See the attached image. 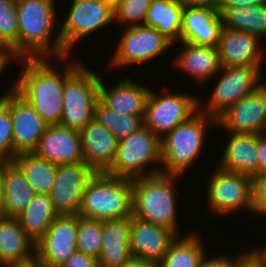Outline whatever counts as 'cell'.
Wrapping results in <instances>:
<instances>
[{"label": "cell", "instance_id": "31", "mask_svg": "<svg viewBox=\"0 0 266 267\" xmlns=\"http://www.w3.org/2000/svg\"><path fill=\"white\" fill-rule=\"evenodd\" d=\"M198 233L178 235L169 245L168 251L159 262V267H198L206 252Z\"/></svg>", "mask_w": 266, "mask_h": 267}, {"label": "cell", "instance_id": "36", "mask_svg": "<svg viewBox=\"0 0 266 267\" xmlns=\"http://www.w3.org/2000/svg\"><path fill=\"white\" fill-rule=\"evenodd\" d=\"M151 1L120 0L114 6V23L123 24L125 27L144 25Z\"/></svg>", "mask_w": 266, "mask_h": 267}, {"label": "cell", "instance_id": "45", "mask_svg": "<svg viewBox=\"0 0 266 267\" xmlns=\"http://www.w3.org/2000/svg\"><path fill=\"white\" fill-rule=\"evenodd\" d=\"M266 4V0H223L219 7H236Z\"/></svg>", "mask_w": 266, "mask_h": 267}, {"label": "cell", "instance_id": "27", "mask_svg": "<svg viewBox=\"0 0 266 267\" xmlns=\"http://www.w3.org/2000/svg\"><path fill=\"white\" fill-rule=\"evenodd\" d=\"M35 253V243L13 217H0V266L26 259Z\"/></svg>", "mask_w": 266, "mask_h": 267}, {"label": "cell", "instance_id": "33", "mask_svg": "<svg viewBox=\"0 0 266 267\" xmlns=\"http://www.w3.org/2000/svg\"><path fill=\"white\" fill-rule=\"evenodd\" d=\"M144 116L120 115L108 109L100 100L94 109V120L107 128L118 140L128 137L143 126Z\"/></svg>", "mask_w": 266, "mask_h": 267}, {"label": "cell", "instance_id": "48", "mask_svg": "<svg viewBox=\"0 0 266 267\" xmlns=\"http://www.w3.org/2000/svg\"><path fill=\"white\" fill-rule=\"evenodd\" d=\"M7 160L0 159V214L3 215L4 210V163Z\"/></svg>", "mask_w": 266, "mask_h": 267}, {"label": "cell", "instance_id": "24", "mask_svg": "<svg viewBox=\"0 0 266 267\" xmlns=\"http://www.w3.org/2000/svg\"><path fill=\"white\" fill-rule=\"evenodd\" d=\"M131 217L102 220V251L99 267H121L131 257Z\"/></svg>", "mask_w": 266, "mask_h": 267}, {"label": "cell", "instance_id": "11", "mask_svg": "<svg viewBox=\"0 0 266 267\" xmlns=\"http://www.w3.org/2000/svg\"><path fill=\"white\" fill-rule=\"evenodd\" d=\"M162 94L157 95L150 89L143 118V125L160 139L195 115L200 102L199 98L184 92Z\"/></svg>", "mask_w": 266, "mask_h": 267}, {"label": "cell", "instance_id": "16", "mask_svg": "<svg viewBox=\"0 0 266 267\" xmlns=\"http://www.w3.org/2000/svg\"><path fill=\"white\" fill-rule=\"evenodd\" d=\"M78 214L59 215L35 243V253L44 266L60 267L77 251Z\"/></svg>", "mask_w": 266, "mask_h": 267}, {"label": "cell", "instance_id": "2", "mask_svg": "<svg viewBox=\"0 0 266 267\" xmlns=\"http://www.w3.org/2000/svg\"><path fill=\"white\" fill-rule=\"evenodd\" d=\"M55 0H16L18 20V59L62 58L69 56L63 49L57 31ZM54 38V42L52 40ZM52 41V42H51Z\"/></svg>", "mask_w": 266, "mask_h": 267}, {"label": "cell", "instance_id": "37", "mask_svg": "<svg viewBox=\"0 0 266 267\" xmlns=\"http://www.w3.org/2000/svg\"><path fill=\"white\" fill-rule=\"evenodd\" d=\"M0 159L13 161V124L9 106L0 98Z\"/></svg>", "mask_w": 266, "mask_h": 267}, {"label": "cell", "instance_id": "7", "mask_svg": "<svg viewBox=\"0 0 266 267\" xmlns=\"http://www.w3.org/2000/svg\"><path fill=\"white\" fill-rule=\"evenodd\" d=\"M82 63L65 81L60 125L81 131L94 119L101 75Z\"/></svg>", "mask_w": 266, "mask_h": 267}, {"label": "cell", "instance_id": "10", "mask_svg": "<svg viewBox=\"0 0 266 267\" xmlns=\"http://www.w3.org/2000/svg\"><path fill=\"white\" fill-rule=\"evenodd\" d=\"M59 29L64 51L70 56L74 46L95 31L114 24V6L105 0H72Z\"/></svg>", "mask_w": 266, "mask_h": 267}, {"label": "cell", "instance_id": "34", "mask_svg": "<svg viewBox=\"0 0 266 267\" xmlns=\"http://www.w3.org/2000/svg\"><path fill=\"white\" fill-rule=\"evenodd\" d=\"M77 251L99 258L102 251V221L78 215Z\"/></svg>", "mask_w": 266, "mask_h": 267}, {"label": "cell", "instance_id": "51", "mask_svg": "<svg viewBox=\"0 0 266 267\" xmlns=\"http://www.w3.org/2000/svg\"><path fill=\"white\" fill-rule=\"evenodd\" d=\"M115 6L120 0H105Z\"/></svg>", "mask_w": 266, "mask_h": 267}, {"label": "cell", "instance_id": "38", "mask_svg": "<svg viewBox=\"0 0 266 267\" xmlns=\"http://www.w3.org/2000/svg\"><path fill=\"white\" fill-rule=\"evenodd\" d=\"M253 214L266 216V173L252 177Z\"/></svg>", "mask_w": 266, "mask_h": 267}, {"label": "cell", "instance_id": "43", "mask_svg": "<svg viewBox=\"0 0 266 267\" xmlns=\"http://www.w3.org/2000/svg\"><path fill=\"white\" fill-rule=\"evenodd\" d=\"M184 6L218 9L223 0H180Z\"/></svg>", "mask_w": 266, "mask_h": 267}, {"label": "cell", "instance_id": "6", "mask_svg": "<svg viewBox=\"0 0 266 267\" xmlns=\"http://www.w3.org/2000/svg\"><path fill=\"white\" fill-rule=\"evenodd\" d=\"M153 164L158 166L152 167ZM160 165L161 139L143 125L135 133L118 141L113 163L105 173L133 179L161 173Z\"/></svg>", "mask_w": 266, "mask_h": 267}, {"label": "cell", "instance_id": "18", "mask_svg": "<svg viewBox=\"0 0 266 267\" xmlns=\"http://www.w3.org/2000/svg\"><path fill=\"white\" fill-rule=\"evenodd\" d=\"M33 153L55 165L84 162L80 131L48 125Z\"/></svg>", "mask_w": 266, "mask_h": 267}, {"label": "cell", "instance_id": "42", "mask_svg": "<svg viewBox=\"0 0 266 267\" xmlns=\"http://www.w3.org/2000/svg\"><path fill=\"white\" fill-rule=\"evenodd\" d=\"M42 265L43 264L39 260L38 255L34 253L26 259H22L20 261L9 262V263L1 265L0 267H41Z\"/></svg>", "mask_w": 266, "mask_h": 267}, {"label": "cell", "instance_id": "21", "mask_svg": "<svg viewBox=\"0 0 266 267\" xmlns=\"http://www.w3.org/2000/svg\"><path fill=\"white\" fill-rule=\"evenodd\" d=\"M149 92L145 84L133 82L130 77L110 85V88L102 78L99 83V100L120 115L144 116Z\"/></svg>", "mask_w": 266, "mask_h": 267}, {"label": "cell", "instance_id": "35", "mask_svg": "<svg viewBox=\"0 0 266 267\" xmlns=\"http://www.w3.org/2000/svg\"><path fill=\"white\" fill-rule=\"evenodd\" d=\"M0 40L18 60V20L16 0H0Z\"/></svg>", "mask_w": 266, "mask_h": 267}, {"label": "cell", "instance_id": "46", "mask_svg": "<svg viewBox=\"0 0 266 267\" xmlns=\"http://www.w3.org/2000/svg\"><path fill=\"white\" fill-rule=\"evenodd\" d=\"M238 267H266V265L262 264L248 250Z\"/></svg>", "mask_w": 266, "mask_h": 267}, {"label": "cell", "instance_id": "17", "mask_svg": "<svg viewBox=\"0 0 266 267\" xmlns=\"http://www.w3.org/2000/svg\"><path fill=\"white\" fill-rule=\"evenodd\" d=\"M256 35L222 27L218 55L221 67L262 66L265 47Z\"/></svg>", "mask_w": 266, "mask_h": 267}, {"label": "cell", "instance_id": "50", "mask_svg": "<svg viewBox=\"0 0 266 267\" xmlns=\"http://www.w3.org/2000/svg\"><path fill=\"white\" fill-rule=\"evenodd\" d=\"M0 51H11V50L0 40Z\"/></svg>", "mask_w": 266, "mask_h": 267}, {"label": "cell", "instance_id": "44", "mask_svg": "<svg viewBox=\"0 0 266 267\" xmlns=\"http://www.w3.org/2000/svg\"><path fill=\"white\" fill-rule=\"evenodd\" d=\"M121 267H159V262L142 258L131 257Z\"/></svg>", "mask_w": 266, "mask_h": 267}, {"label": "cell", "instance_id": "22", "mask_svg": "<svg viewBox=\"0 0 266 267\" xmlns=\"http://www.w3.org/2000/svg\"><path fill=\"white\" fill-rule=\"evenodd\" d=\"M80 135L84 163L95 172H105L113 163L119 140L94 119Z\"/></svg>", "mask_w": 266, "mask_h": 267}, {"label": "cell", "instance_id": "1", "mask_svg": "<svg viewBox=\"0 0 266 267\" xmlns=\"http://www.w3.org/2000/svg\"><path fill=\"white\" fill-rule=\"evenodd\" d=\"M66 59L70 60V57L18 59L16 61L21 69L19 78L12 86L34 107L47 125L60 124L65 81L83 63L81 60L77 62L76 59H71L72 62H67V65L64 62ZM51 60L56 61L55 65L51 64L53 62ZM56 64L60 66L57 67ZM63 64L66 66L62 68Z\"/></svg>", "mask_w": 266, "mask_h": 267}, {"label": "cell", "instance_id": "4", "mask_svg": "<svg viewBox=\"0 0 266 267\" xmlns=\"http://www.w3.org/2000/svg\"><path fill=\"white\" fill-rule=\"evenodd\" d=\"M209 128H216V119L199 110L167 133L161 139V173L182 176L188 172L203 152Z\"/></svg>", "mask_w": 266, "mask_h": 267}, {"label": "cell", "instance_id": "14", "mask_svg": "<svg viewBox=\"0 0 266 267\" xmlns=\"http://www.w3.org/2000/svg\"><path fill=\"white\" fill-rule=\"evenodd\" d=\"M216 128L234 133H266V82L224 111L216 119Z\"/></svg>", "mask_w": 266, "mask_h": 267}, {"label": "cell", "instance_id": "40", "mask_svg": "<svg viewBox=\"0 0 266 267\" xmlns=\"http://www.w3.org/2000/svg\"><path fill=\"white\" fill-rule=\"evenodd\" d=\"M60 267H98V259L76 251Z\"/></svg>", "mask_w": 266, "mask_h": 267}, {"label": "cell", "instance_id": "49", "mask_svg": "<svg viewBox=\"0 0 266 267\" xmlns=\"http://www.w3.org/2000/svg\"><path fill=\"white\" fill-rule=\"evenodd\" d=\"M249 252L257 258L262 264L266 265V246L263 248H255L253 250H249Z\"/></svg>", "mask_w": 266, "mask_h": 267}, {"label": "cell", "instance_id": "19", "mask_svg": "<svg viewBox=\"0 0 266 267\" xmlns=\"http://www.w3.org/2000/svg\"><path fill=\"white\" fill-rule=\"evenodd\" d=\"M222 27L218 9L184 6L181 42L217 47Z\"/></svg>", "mask_w": 266, "mask_h": 267}, {"label": "cell", "instance_id": "29", "mask_svg": "<svg viewBox=\"0 0 266 267\" xmlns=\"http://www.w3.org/2000/svg\"><path fill=\"white\" fill-rule=\"evenodd\" d=\"M58 216L48 195L35 194L17 219L25 234L37 243L44 236L51 222Z\"/></svg>", "mask_w": 266, "mask_h": 267}, {"label": "cell", "instance_id": "28", "mask_svg": "<svg viewBox=\"0 0 266 267\" xmlns=\"http://www.w3.org/2000/svg\"><path fill=\"white\" fill-rule=\"evenodd\" d=\"M184 5L180 0H152L147 11L145 26L154 27L173 44L181 42Z\"/></svg>", "mask_w": 266, "mask_h": 267}, {"label": "cell", "instance_id": "39", "mask_svg": "<svg viewBox=\"0 0 266 267\" xmlns=\"http://www.w3.org/2000/svg\"><path fill=\"white\" fill-rule=\"evenodd\" d=\"M248 252L244 251L237 254V256L229 257L228 254L224 255H218V256H210L207 257L206 252L201 258V261L199 263L198 267H238L240 262L242 261L244 255Z\"/></svg>", "mask_w": 266, "mask_h": 267}, {"label": "cell", "instance_id": "12", "mask_svg": "<svg viewBox=\"0 0 266 267\" xmlns=\"http://www.w3.org/2000/svg\"><path fill=\"white\" fill-rule=\"evenodd\" d=\"M117 48L108 63L113 68L143 65L167 52L173 43L159 30L145 25L124 27Z\"/></svg>", "mask_w": 266, "mask_h": 267}, {"label": "cell", "instance_id": "3", "mask_svg": "<svg viewBox=\"0 0 266 267\" xmlns=\"http://www.w3.org/2000/svg\"><path fill=\"white\" fill-rule=\"evenodd\" d=\"M179 178L180 175L163 173L133 178L132 216L181 235L174 191L175 181Z\"/></svg>", "mask_w": 266, "mask_h": 267}, {"label": "cell", "instance_id": "13", "mask_svg": "<svg viewBox=\"0 0 266 267\" xmlns=\"http://www.w3.org/2000/svg\"><path fill=\"white\" fill-rule=\"evenodd\" d=\"M0 96L9 106L12 116L13 159L20 153L33 152L48 126L47 123L13 86Z\"/></svg>", "mask_w": 266, "mask_h": 267}, {"label": "cell", "instance_id": "9", "mask_svg": "<svg viewBox=\"0 0 266 267\" xmlns=\"http://www.w3.org/2000/svg\"><path fill=\"white\" fill-rule=\"evenodd\" d=\"M262 68L264 67H221L219 72L215 74L216 78L213 77L214 79L219 77V79L218 82H215L216 85L211 91L210 100L204 106L202 102H199V110L217 119L230 106L264 83L261 79Z\"/></svg>", "mask_w": 266, "mask_h": 267}, {"label": "cell", "instance_id": "47", "mask_svg": "<svg viewBox=\"0 0 266 267\" xmlns=\"http://www.w3.org/2000/svg\"><path fill=\"white\" fill-rule=\"evenodd\" d=\"M16 61L11 51H0V76L4 74L5 69L9 68L11 62Z\"/></svg>", "mask_w": 266, "mask_h": 267}, {"label": "cell", "instance_id": "25", "mask_svg": "<svg viewBox=\"0 0 266 267\" xmlns=\"http://www.w3.org/2000/svg\"><path fill=\"white\" fill-rule=\"evenodd\" d=\"M180 43L183 47L172 60V64L192 76L199 84L212 80L221 68L217 47Z\"/></svg>", "mask_w": 266, "mask_h": 267}, {"label": "cell", "instance_id": "20", "mask_svg": "<svg viewBox=\"0 0 266 267\" xmlns=\"http://www.w3.org/2000/svg\"><path fill=\"white\" fill-rule=\"evenodd\" d=\"M177 235L167 228L131 216L130 250L132 257L160 262Z\"/></svg>", "mask_w": 266, "mask_h": 267}, {"label": "cell", "instance_id": "30", "mask_svg": "<svg viewBox=\"0 0 266 267\" xmlns=\"http://www.w3.org/2000/svg\"><path fill=\"white\" fill-rule=\"evenodd\" d=\"M224 28L244 31L266 38V4L250 5L248 7H219Z\"/></svg>", "mask_w": 266, "mask_h": 267}, {"label": "cell", "instance_id": "32", "mask_svg": "<svg viewBox=\"0 0 266 267\" xmlns=\"http://www.w3.org/2000/svg\"><path fill=\"white\" fill-rule=\"evenodd\" d=\"M13 161L23 171L36 194H49L56 178L57 165L33 152L20 153Z\"/></svg>", "mask_w": 266, "mask_h": 267}, {"label": "cell", "instance_id": "15", "mask_svg": "<svg viewBox=\"0 0 266 267\" xmlns=\"http://www.w3.org/2000/svg\"><path fill=\"white\" fill-rule=\"evenodd\" d=\"M96 172L84 162L57 165L56 178L48 196L59 215H77L83 192Z\"/></svg>", "mask_w": 266, "mask_h": 267}, {"label": "cell", "instance_id": "41", "mask_svg": "<svg viewBox=\"0 0 266 267\" xmlns=\"http://www.w3.org/2000/svg\"><path fill=\"white\" fill-rule=\"evenodd\" d=\"M257 154L259 160V174L266 173V133L258 134Z\"/></svg>", "mask_w": 266, "mask_h": 267}, {"label": "cell", "instance_id": "5", "mask_svg": "<svg viewBox=\"0 0 266 267\" xmlns=\"http://www.w3.org/2000/svg\"><path fill=\"white\" fill-rule=\"evenodd\" d=\"M132 179L96 172L88 181L78 215L93 220L132 216Z\"/></svg>", "mask_w": 266, "mask_h": 267}, {"label": "cell", "instance_id": "23", "mask_svg": "<svg viewBox=\"0 0 266 267\" xmlns=\"http://www.w3.org/2000/svg\"><path fill=\"white\" fill-rule=\"evenodd\" d=\"M228 142L218 167L237 172L250 177L259 174V160L257 154L258 134L226 132Z\"/></svg>", "mask_w": 266, "mask_h": 267}, {"label": "cell", "instance_id": "8", "mask_svg": "<svg viewBox=\"0 0 266 267\" xmlns=\"http://www.w3.org/2000/svg\"><path fill=\"white\" fill-rule=\"evenodd\" d=\"M206 187V203L218 216L253 213L252 177L215 166Z\"/></svg>", "mask_w": 266, "mask_h": 267}, {"label": "cell", "instance_id": "26", "mask_svg": "<svg viewBox=\"0 0 266 267\" xmlns=\"http://www.w3.org/2000/svg\"><path fill=\"white\" fill-rule=\"evenodd\" d=\"M3 186L4 210L2 216L17 218L36 193L14 161L4 163Z\"/></svg>", "mask_w": 266, "mask_h": 267}]
</instances>
